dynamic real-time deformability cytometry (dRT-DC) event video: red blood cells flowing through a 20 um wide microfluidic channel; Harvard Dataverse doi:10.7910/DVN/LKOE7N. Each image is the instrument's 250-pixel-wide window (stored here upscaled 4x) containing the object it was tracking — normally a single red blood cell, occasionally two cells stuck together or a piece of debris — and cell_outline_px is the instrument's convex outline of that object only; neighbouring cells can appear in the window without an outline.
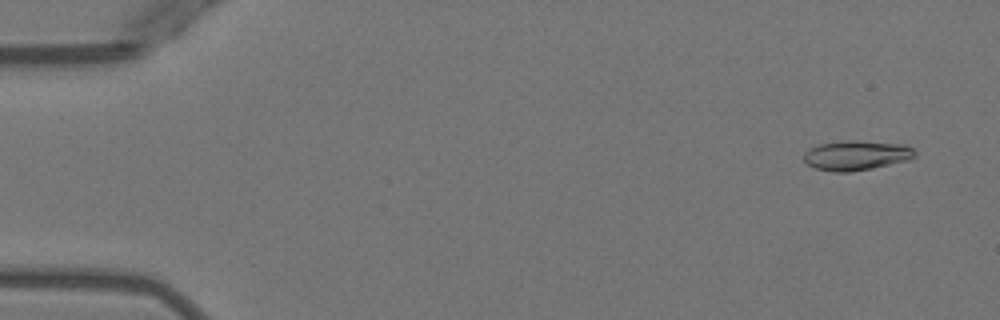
{"species": "Egyptian fruit bat (a non-hibernating species)", "species_latin": "Rousettus aegyptiacus", "temperature_condition": "warm", "stored_images_in_passage": 5, "camera_frame_rate_fps": 3000, "um_per_image_px": 0.085, "animal": {"sex": "female"}, "frame": {"image": 1, "passage_image": 1, "time_ms": 0.0, "image_size_px": [1000, 320], "cell_outline_px": [[916, 156], [908, 160], [872, 168], [848, 172], [832, 172], [816, 168], [808, 164], [804, 160], [804, 152], [808, 148], [820, 144], [852, 140], [856, 140], [904, 144], [912, 148], [916, 152]], "centroid_in_image_um": [72.79, 13.2], "position_along_channel_um": 12.2, "area_um2": 19.19}}
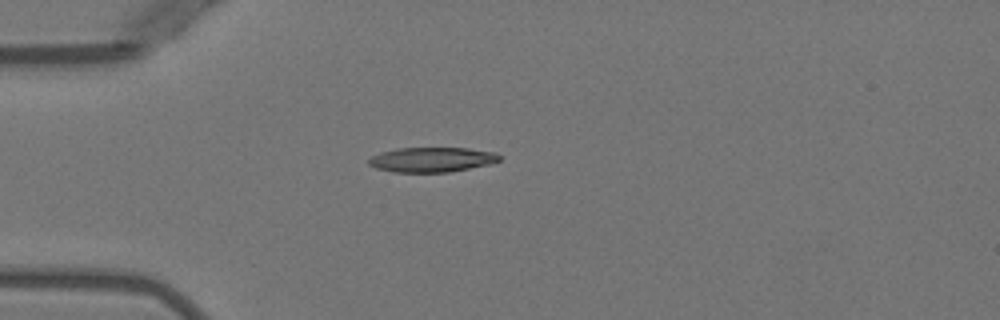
{"frame": {"image": 2, "passage_image": 4, "time_ms": 3.667, "image_size_px": [1000, 320], "cell_outline_px": [[500, 160], [488, 164], [448, 172], [396, 172], [376, 168], [368, 164], [368, 160], [372, 156], [380, 152], [396, 148], [468, 148], [496, 152], [500, 156]], "centroid_in_image_um": [36.69, 13.56], "position_along_channel_um": 48.3, "area_um2": 18.79}}